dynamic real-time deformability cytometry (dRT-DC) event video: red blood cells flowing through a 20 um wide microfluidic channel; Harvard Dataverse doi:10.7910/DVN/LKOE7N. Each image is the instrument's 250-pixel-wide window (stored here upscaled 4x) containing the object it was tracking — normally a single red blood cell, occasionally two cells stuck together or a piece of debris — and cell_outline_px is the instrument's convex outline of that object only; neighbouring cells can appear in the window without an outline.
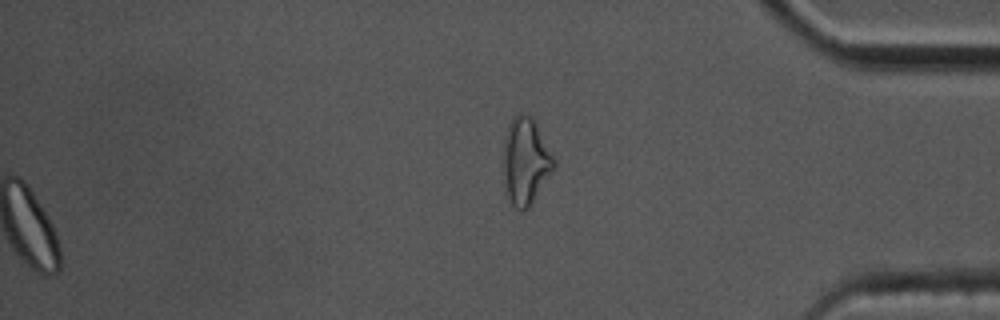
{"species": "common noctule bat (a hibernating species)", "species_latin": "Nyctalus noctula", "temperature_condition": "cold", "stored_images_in_passage": 56, "segment_of_instrument_passage": [2, 2], "camera_frame_rate_fps": 3000, "um_per_image_px": 0.085, "animal": {"sex": "male", "body_mass_g": 17.5, "forearm_length_mm": 52.3}, "frame": {"image": 1, "passage_image": 56, "time_ms": 18.333, "image_size_px": [1000, 320], "cell_outline_px": [[556, 164], [528, 208], [516, 208], [512, 204], [508, 196], [504, 176], [504, 140], [508, 124], [512, 116], [520, 112], [532, 116], [556, 160]], "centroid_in_image_um": [44.68, 13.62], "position_along_channel_um": 390.5, "area_um2": 25.09}}